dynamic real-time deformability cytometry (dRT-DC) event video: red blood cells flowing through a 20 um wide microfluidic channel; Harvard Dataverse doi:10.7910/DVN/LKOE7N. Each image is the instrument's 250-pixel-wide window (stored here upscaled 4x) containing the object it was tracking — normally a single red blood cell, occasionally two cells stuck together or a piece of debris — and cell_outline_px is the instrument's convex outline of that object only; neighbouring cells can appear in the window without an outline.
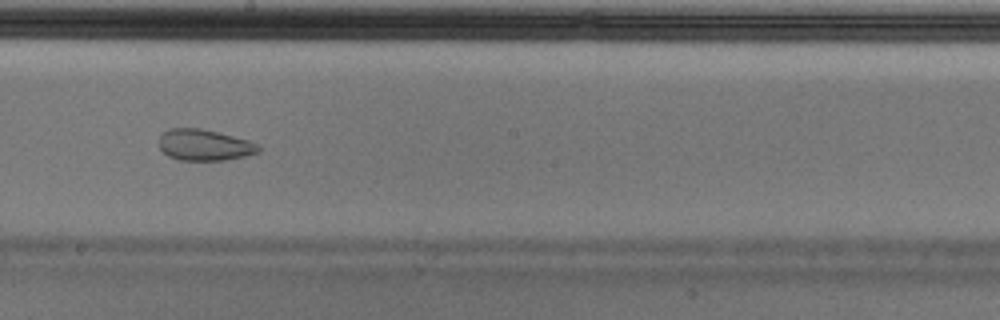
{"species": "Egyptian fruit bat (a non-hibernating species)", "species_latin": "Rousettus aegyptiacus", "temperature_condition": "cold", "stored_images_in_passage": 44, "camera_frame_rate_fps": 3000, "um_per_image_px": 0.085, "animal": {"sex": "male"}, "frame": {"image": 1, "passage_image": 19, "time_ms": 6.0, "image_size_px": [1000, 320], "cell_outline_px": [[260, 152], [244, 156], [224, 160], [180, 160], [168, 156], [160, 148], [160, 136], [168, 128], [200, 128], [248, 140], [260, 144]], "centroid_in_image_um": [17.39, 12.32], "position_along_channel_um": 230.8, "area_um2": 17.98}}